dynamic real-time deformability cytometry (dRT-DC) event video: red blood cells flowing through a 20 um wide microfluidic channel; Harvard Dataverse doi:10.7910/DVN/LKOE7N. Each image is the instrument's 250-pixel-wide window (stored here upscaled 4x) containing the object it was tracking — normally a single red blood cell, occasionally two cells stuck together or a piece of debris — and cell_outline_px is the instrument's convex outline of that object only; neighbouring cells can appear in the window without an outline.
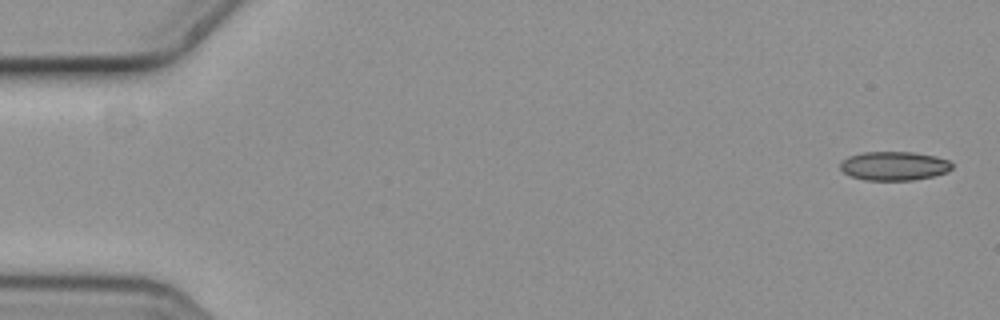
{"species": "common noctule bat (a hibernating species)", "species_latin": "Nyctalus noctula", "temperature_condition": "cold", "stored_images_in_passage": 6, "segment_of_instrument_passage": [1, 2], "camera_frame_rate_fps": 3000, "um_per_image_px": 0.085, "animal": {"sex": "female", "body_mass_g": 19.3, "forearm_length_mm": 54.1}, "frame": {"image": 1, "passage_image": 1, "time_ms": 0.0, "image_size_px": [1000, 320], "cell_outline_px": [[952, 168], [948, 172], [932, 176], [912, 180], [868, 180], [852, 176], [844, 172], [840, 168], [840, 160], [848, 156], [864, 152], [912, 152], [936, 156], [948, 160], [952, 164]], "centroid_in_image_um": [75.99, 14.09], "position_along_channel_um": 9.0, "area_um2": 18.79}}
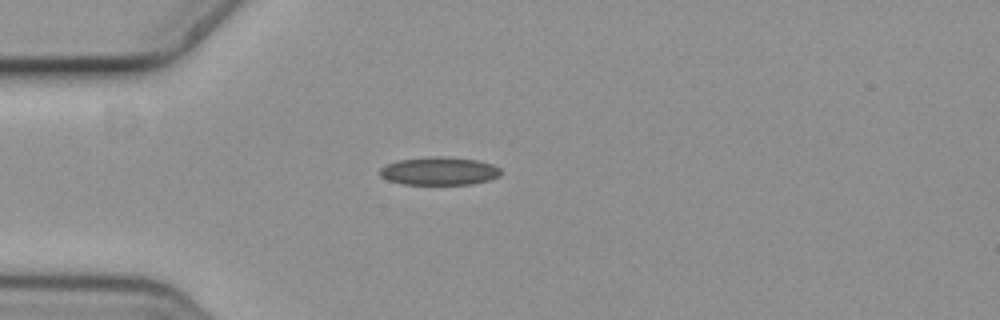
{"frame": {"image": 2, "passage_image": 5, "time_ms": 1.333, "image_size_px": [1000, 320], "cell_outline_px": [[500, 176], [488, 180], [468, 184], [404, 184], [388, 180], [380, 176], [380, 168], [388, 164], [400, 160], [428, 156], [448, 156], [476, 160], [492, 164], [500, 168]], "centroid_in_image_um": [37.33, 14.53], "position_along_channel_um": 47.7, "area_um2": 19.71}}